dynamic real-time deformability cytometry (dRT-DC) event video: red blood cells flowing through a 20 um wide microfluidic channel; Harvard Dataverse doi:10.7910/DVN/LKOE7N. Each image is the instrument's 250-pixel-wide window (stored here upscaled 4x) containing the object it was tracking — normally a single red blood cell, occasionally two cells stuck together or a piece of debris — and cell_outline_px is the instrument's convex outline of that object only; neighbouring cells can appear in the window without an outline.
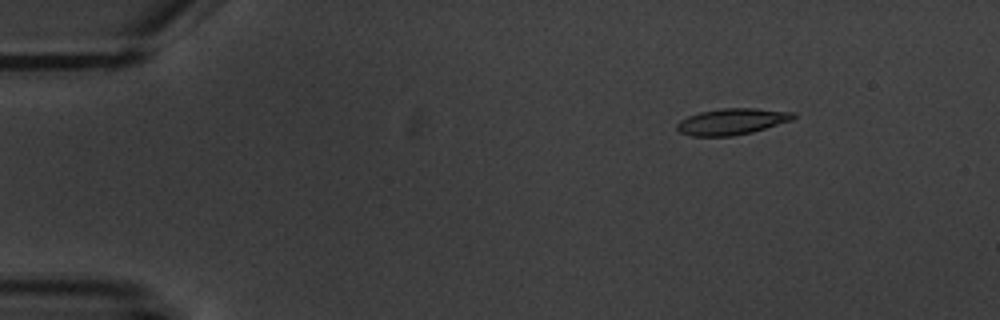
{"species": "common noctule bat (a hibernating species)", "species_latin": "Nyctalus noctula", "temperature_condition": "warm", "stored_images_in_passage": 14, "camera_frame_rate_fps": 3000, "um_per_image_px": 0.085, "animal": {"sex": "male", "body_mass_g": 20.1, "forearm_length_mm": 53.5}, "frame": {"image": 1, "passage_image": 3, "time_ms": 2.333, "image_size_px": [1000, 320], "cell_outline_px": [[796, 116], [792, 120], [752, 132], [732, 136], [692, 136], [680, 132], [676, 128], [676, 124], [680, 120], [688, 116], [700, 112], [720, 108], [756, 108], [796, 112]], "centroid_in_image_um": [62.22, 10.32], "position_along_channel_um": 22.8, "area_um2": 17.86}}
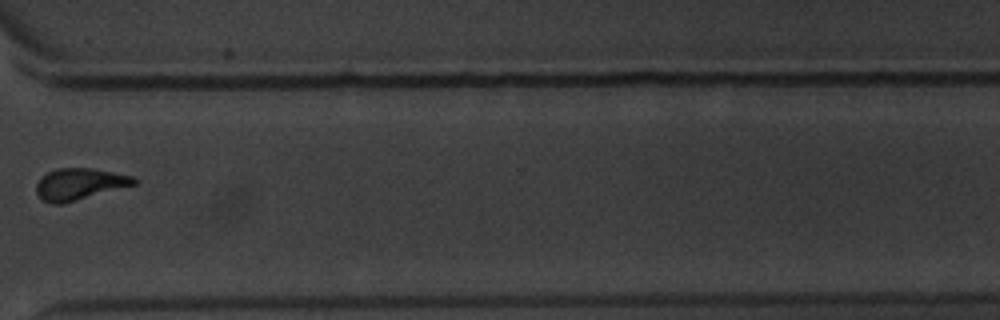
{"frame": {"image": 2, "passage_image": 12, "time_ms": 14.333, "image_size_px": [1000, 320], "cell_outline_px": [[136, 184], [64, 204], [52, 204], [40, 200], [36, 192], [36, 184], [48, 172], [56, 168], [92, 168], [132, 176], [136, 180]], "centroid_in_image_um": [6.72, 15.66], "position_along_channel_um": 363.9, "area_um2": 17.98}}
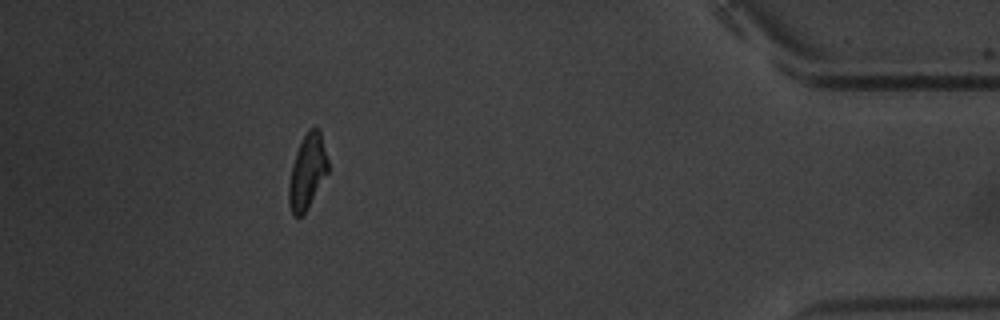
{"frame": {"image": 3, "passage_image": 14, "time_ms": 17.0, "image_size_px": [1000, 320], "cell_outline_px": [[328, 172], [304, 212], [300, 216], [292, 216], [288, 204], [288, 184], [292, 164], [296, 152], [308, 128], [316, 124], [320, 132], [328, 160]], "centroid_in_image_um": [26.1, 14.56], "position_along_channel_um": 409.1, "area_um2": 16.88}, "authors_computed_cell_mechanics": {"area_um2": 17.7735, "velocity_mm_per_s": 3.5561, "shape_relaxation_time_tau1_ms": null, "shape_relaxation_time_tau2_ms": 3.6716, "deformation_change_tau1": null, "deformation_change_tau2": 0.0979}}